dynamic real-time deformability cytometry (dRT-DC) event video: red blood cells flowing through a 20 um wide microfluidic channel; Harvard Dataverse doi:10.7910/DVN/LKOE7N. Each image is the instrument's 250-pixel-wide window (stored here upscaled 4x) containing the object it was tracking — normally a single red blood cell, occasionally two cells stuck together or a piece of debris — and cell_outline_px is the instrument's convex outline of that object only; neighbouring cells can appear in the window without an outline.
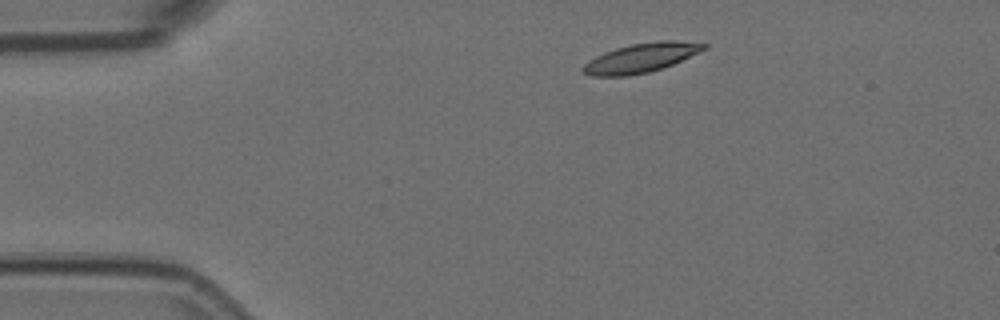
{"species": "Egyptian fruit bat (a non-hibernating species)", "species_latin": "Rousettus aegyptiacus", "temperature_condition": "room temperature", "stored_images_in_passage": 3, "camera_frame_rate_fps": 3000, "um_per_image_px": 0.085, "animal": {"sex": "female"}, "frame": {"image": 1, "passage_image": 2, "time_ms": 0.333, "image_size_px": [1000, 320], "cell_outline_px": [[708, 48], [672, 64], [648, 72], [628, 76], [588, 76], [580, 68], [588, 60], [604, 52], [616, 48], [632, 44], [660, 40], [676, 40], [708, 44]], "centroid_in_image_um": [54.46, 4.91], "position_along_channel_um": 30.5, "area_um2": 20.52}}